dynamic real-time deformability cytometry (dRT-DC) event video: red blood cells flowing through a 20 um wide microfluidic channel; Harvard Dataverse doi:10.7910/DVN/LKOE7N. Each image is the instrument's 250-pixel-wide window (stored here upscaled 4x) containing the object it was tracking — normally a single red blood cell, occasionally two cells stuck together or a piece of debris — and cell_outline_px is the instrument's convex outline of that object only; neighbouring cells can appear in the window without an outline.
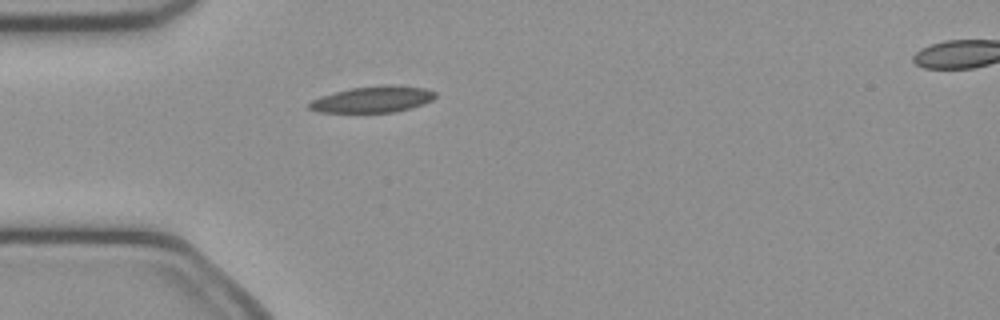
{"species": "common noctule bat (a hibernating species)", "species_latin": "Nyctalus noctula", "temperature_condition": "cold", "stored_images_in_passage": 37, "camera_frame_rate_fps": 3000, "um_per_image_px": 0.085, "animal": {"sex": "female", "body_mass_g": 21.9}, "frame": {"image": 1, "passage_image": 1, "time_ms": 0.0, "image_size_px": [1000, 320], "cell_outline_px": [[436, 96], [432, 100], [424, 104], [412, 108], [396, 112], [316, 112], [308, 108], [308, 104], [312, 100], [320, 96], [352, 88], [384, 84], [392, 84], [424, 88], [436, 92]], "centroid_in_image_um": [31.71, 8.44], "position_along_channel_um": 53.3, "area_um2": 19.42}}
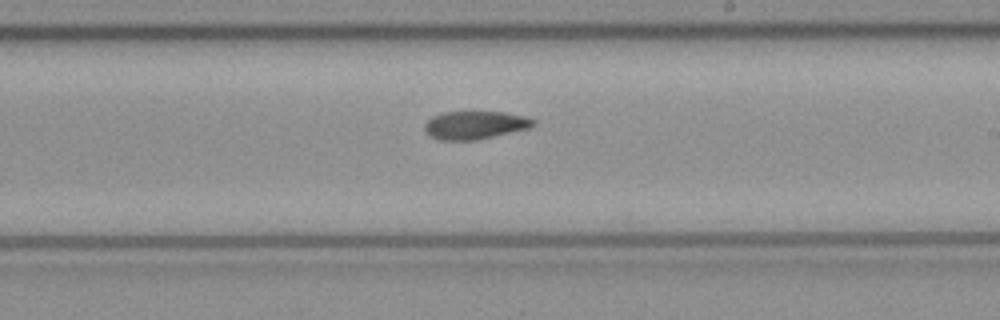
{"frame": {"image": 2, "passage_image": 16, "time_ms": 5.0, "image_size_px": [1000, 320], "cell_outline_px": [[536, 124], [528, 128], [476, 140], [436, 140], [428, 136], [424, 132], [424, 124], [432, 116], [440, 112], [504, 112], [528, 116], [536, 120]], "centroid_in_image_um": [40.33, 10.63], "position_along_channel_um": 248.7, "area_um2": 18.03}}
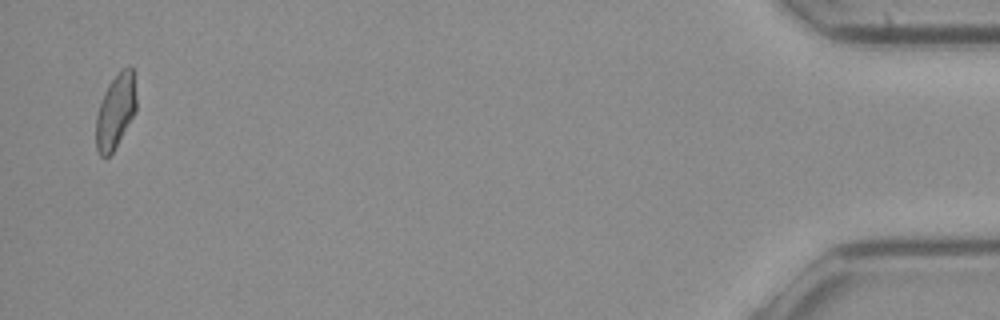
{"frame": {"image": 3, "passage_image": 36, "time_ms": 11.667, "image_size_px": [1000, 320], "cell_outline_px": [[136, 108], [132, 116], [112, 152], [104, 160], [100, 156], [96, 148], [96, 116], [104, 92], [108, 84], [124, 68], [132, 68], [136, 100]], "centroid_in_image_um": [9.78, 9.5], "position_along_channel_um": 425.4, "area_um2": 16.88}, "authors_computed_cell_mechanics": {"area_um2": 18.3226, "velocity_mm_per_s": 4.0364, "shape_relaxation_time_tau1_ms": null, "shape_relaxation_time_tau2_ms": 8.2097, "deformation_change_tau1": null, "deformation_change_tau2": 0.1425}}